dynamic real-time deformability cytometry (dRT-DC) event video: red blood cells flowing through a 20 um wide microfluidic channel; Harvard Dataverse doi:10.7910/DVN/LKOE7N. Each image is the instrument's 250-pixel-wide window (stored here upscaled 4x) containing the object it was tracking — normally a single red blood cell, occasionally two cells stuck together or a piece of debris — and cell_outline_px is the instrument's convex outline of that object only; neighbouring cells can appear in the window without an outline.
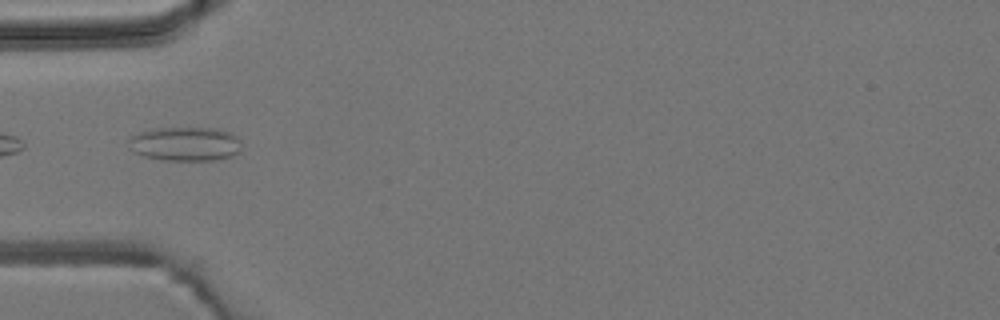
{"species": "common noctule bat (a hibernating species)", "species_latin": "Nyctalus noctula", "temperature_condition": "room temperature", "stored_images_in_passage": 4, "camera_frame_rate_fps": 3000, "um_per_image_px": 0.085, "animal": {"sex": "male", "body_mass_g": 19.2, "forearm_length_mm": 51.8}, "frame": {"image": 1, "passage_image": 4, "time_ms": 4.333, "image_size_px": [1000, 320], "cell_outline_px": [[240, 152], [232, 156], [212, 160], [160, 160], [144, 156], [132, 152], [128, 148], [128, 140], [132, 136], [140, 132], [152, 128], [220, 128], [236, 136], [240, 140]], "centroid_in_image_um": [15.71, 12.23], "position_along_channel_um": 69.3, "area_um2": 22.66}}